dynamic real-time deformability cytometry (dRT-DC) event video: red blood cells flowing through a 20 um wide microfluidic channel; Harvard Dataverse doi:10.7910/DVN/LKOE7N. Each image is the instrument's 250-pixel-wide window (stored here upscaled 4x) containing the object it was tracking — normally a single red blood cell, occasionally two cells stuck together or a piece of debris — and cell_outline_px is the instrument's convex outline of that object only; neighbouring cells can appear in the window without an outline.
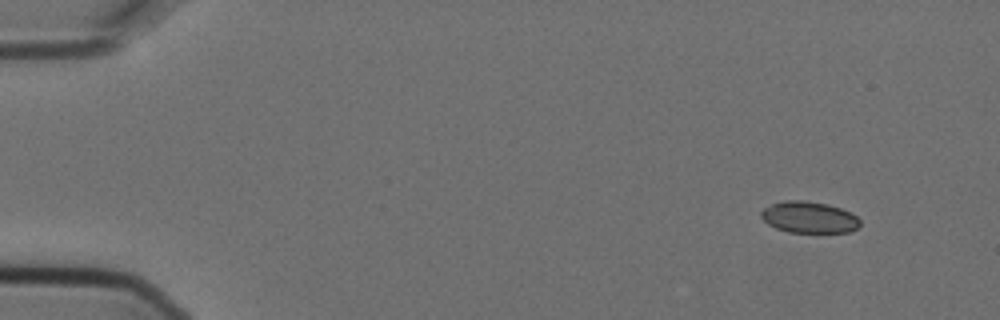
{"species": "Egyptian fruit bat (a non-hibernating species)", "species_latin": "Rousettus aegyptiacus", "temperature_condition": "cold", "stored_images_in_passage": 5, "camera_frame_rate_fps": 3000, "um_per_image_px": 0.085, "animal": {"sex": "female"}, "frame": {"image": 1, "passage_image": 1, "time_ms": 0.0, "image_size_px": [1000, 320], "cell_outline_px": [[860, 224], [852, 232], [788, 232], [776, 228], [768, 224], [760, 216], [760, 212], [764, 208], [772, 204], [784, 200], [804, 200], [828, 204], [840, 208], [856, 216], [860, 220]], "centroid_in_image_um": [68.75, 18.46], "position_along_channel_um": 16.2, "area_um2": 18.09}}
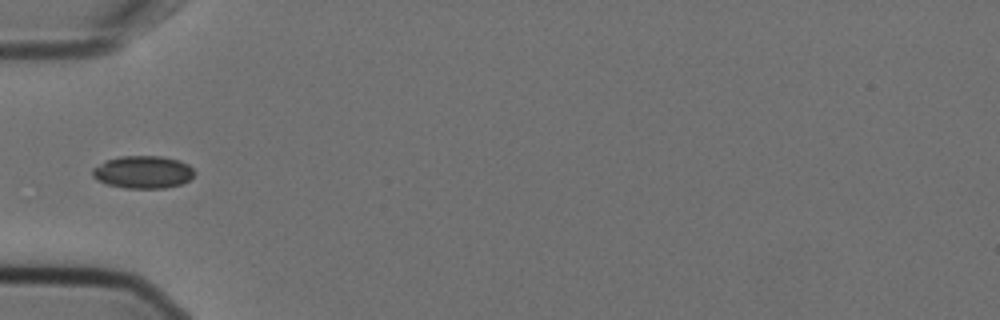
{"frame": {"image": 2, "passage_image": 5, "time_ms": 1.333, "image_size_px": [1000, 320], "cell_outline_px": [[196, 172], [188, 180], [180, 184], [164, 188], [124, 188], [108, 184], [96, 180], [92, 176], [92, 168], [104, 160], [120, 156], [160, 156], [180, 160], [188, 164]], "centroid_in_image_um": [12.12, 14.62], "position_along_channel_um": 72.9, "area_um2": 19.48}}